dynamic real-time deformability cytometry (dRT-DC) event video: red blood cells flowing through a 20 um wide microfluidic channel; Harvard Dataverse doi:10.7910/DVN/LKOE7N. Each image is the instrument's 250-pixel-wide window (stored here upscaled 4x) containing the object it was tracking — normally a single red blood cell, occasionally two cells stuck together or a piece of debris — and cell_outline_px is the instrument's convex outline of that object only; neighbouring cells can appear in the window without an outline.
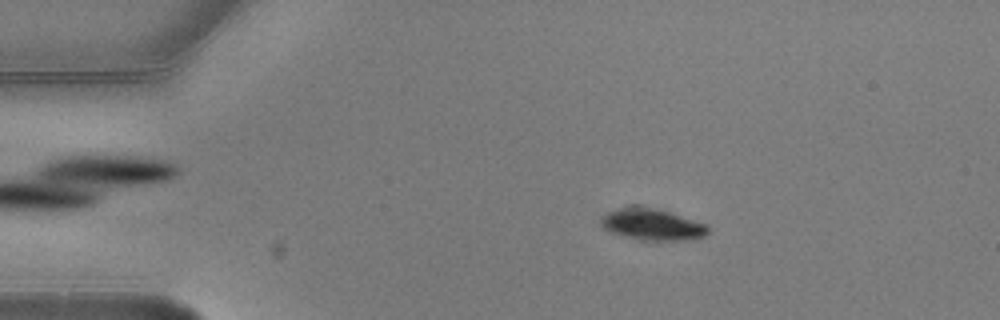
{"species": "common noctule bat (a hibernating species)", "species_latin": "Nyctalus noctula", "temperature_condition": "warm", "stored_images_in_passage": 5, "camera_frame_rate_fps": 3000, "um_per_image_px": 0.085, "animal": {"sex": "male", "body_mass_g": 20.5, "forearm_length_mm": 52.5}, "frame": {"image": 1, "passage_image": 2, "time_ms": 0.333, "image_size_px": [1000, 320], "cell_outline_px": [[708, 232], [704, 236], [688, 240], [640, 240], [620, 236], [608, 232], [600, 224], [600, 216], [604, 212], [632, 204], [640, 204], [672, 212], [708, 224]], "centroid_in_image_um": [55.36, 19.04], "position_along_channel_um": 29.6, "area_um2": 20.52}}
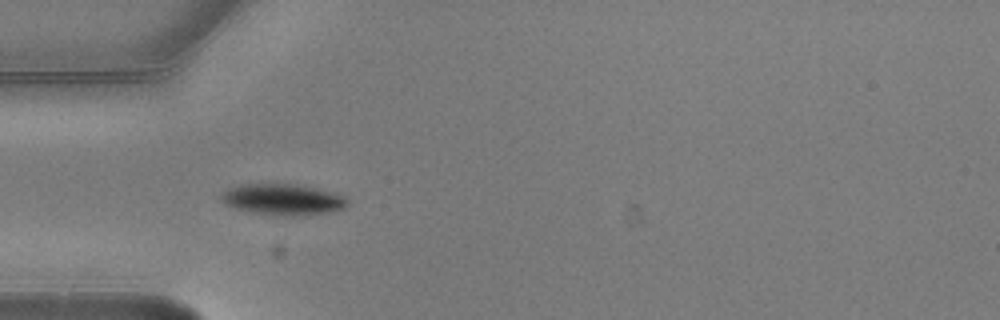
{"frame": {"image": 2, "passage_image": 4, "time_ms": 1.0, "image_size_px": [1000, 320], "cell_outline_px": [[348, 204], [344, 208], [328, 212], [300, 216], [292, 216], [252, 212], [236, 208], [224, 204], [220, 200], [220, 192], [228, 188], [240, 184], [300, 184], [336, 192], [344, 196], [348, 200]], "centroid_in_image_um": [24.04, 16.93], "position_along_channel_um": 61.0, "area_um2": 23.12}}
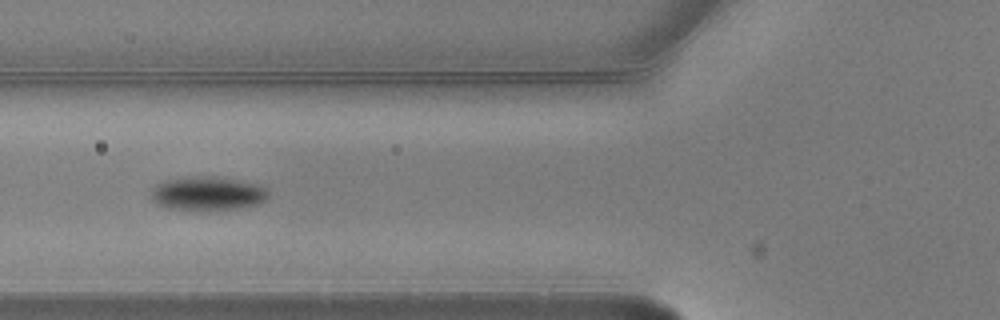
{"frame": {"image": 3, "passage_image": 5, "time_ms": 1.333, "image_size_px": [1000, 320], "cell_outline_px": [[268, 196], [264, 200], [256, 204], [240, 208], [216, 212], [168, 208], [152, 200], [152, 188], [156, 184], [168, 180], [204, 176], [212, 176], [252, 184], [264, 188], [268, 192]], "centroid_in_image_um": [17.62, 16.49], "position_along_channel_um": 108.2, "area_um2": 22.77}}